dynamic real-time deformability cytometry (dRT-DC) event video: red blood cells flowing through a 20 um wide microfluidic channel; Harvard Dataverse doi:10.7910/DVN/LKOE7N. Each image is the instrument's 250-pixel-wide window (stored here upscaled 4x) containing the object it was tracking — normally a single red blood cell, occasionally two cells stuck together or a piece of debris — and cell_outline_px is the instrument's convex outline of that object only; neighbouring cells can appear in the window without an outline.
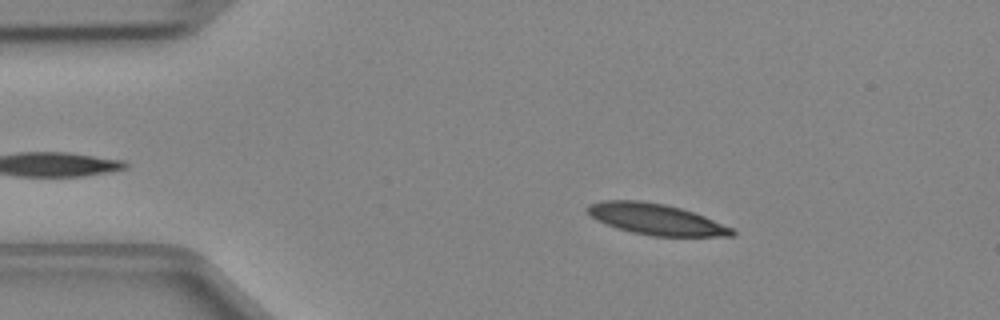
{"species": "Egyptian fruit bat (a non-hibernating species)", "species_latin": "Rousettus aegyptiacus", "temperature_condition": "cold", "stored_images_in_passage": 40, "camera_frame_rate_fps": 3000, "um_per_image_px": 0.085, "animal": {"sex": "female"}, "frame": {"image": 1, "passage_image": 7, "time_ms": 2.0, "image_size_px": [1000, 320], "cell_outline_px": [[736, 236], [652, 236], [632, 232], [616, 228], [604, 224], [588, 216], [584, 208], [588, 204], [600, 200], [640, 200], [664, 204], [680, 208], [704, 216], [732, 228], [736, 232]], "centroid_in_image_um": [55.67, 18.63], "position_along_channel_um": 29.3, "area_um2": 26.36}}
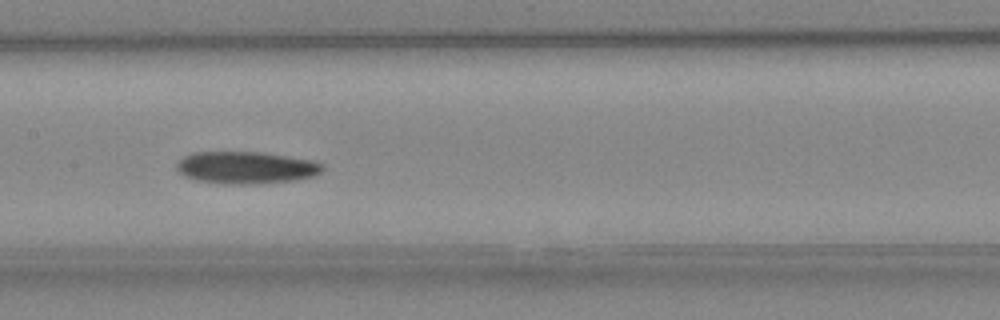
{"frame": {"image": 2, "passage_image": 22, "time_ms": 7.0, "image_size_px": [1000, 320], "cell_outline_px": [[324, 168], [316, 176], [296, 180], [256, 184], [224, 184], [196, 180], [184, 176], [176, 168], [176, 160], [192, 152], [264, 152], [312, 160], [324, 164]], "centroid_in_image_um": [20.91, 14.24], "position_along_channel_um": 186.5, "area_um2": 27.74}}
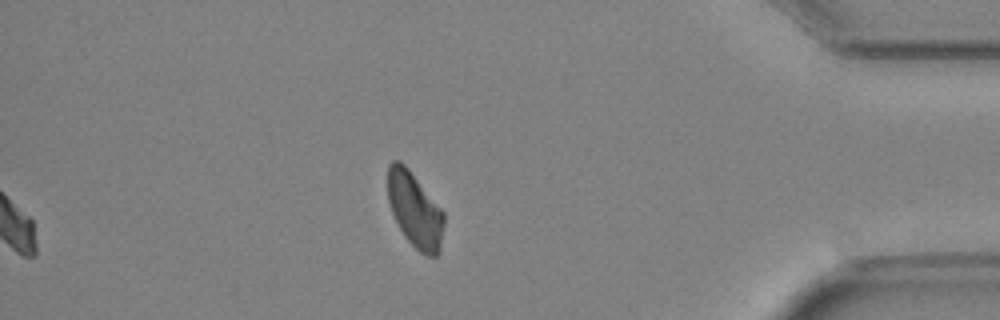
{"frame": {"image": 3, "passage_image": 40, "time_ms": 13.0, "image_size_px": [1000, 320], "cell_outline_px": [[444, 224], [440, 252], [436, 256], [428, 256], [420, 252], [404, 236], [392, 212], [388, 200], [388, 164], [392, 160], [400, 160], [408, 168], [444, 212]], "centroid_in_image_um": [35.27, 17.84], "position_along_channel_um": 399.9, "area_um2": 24.45}}